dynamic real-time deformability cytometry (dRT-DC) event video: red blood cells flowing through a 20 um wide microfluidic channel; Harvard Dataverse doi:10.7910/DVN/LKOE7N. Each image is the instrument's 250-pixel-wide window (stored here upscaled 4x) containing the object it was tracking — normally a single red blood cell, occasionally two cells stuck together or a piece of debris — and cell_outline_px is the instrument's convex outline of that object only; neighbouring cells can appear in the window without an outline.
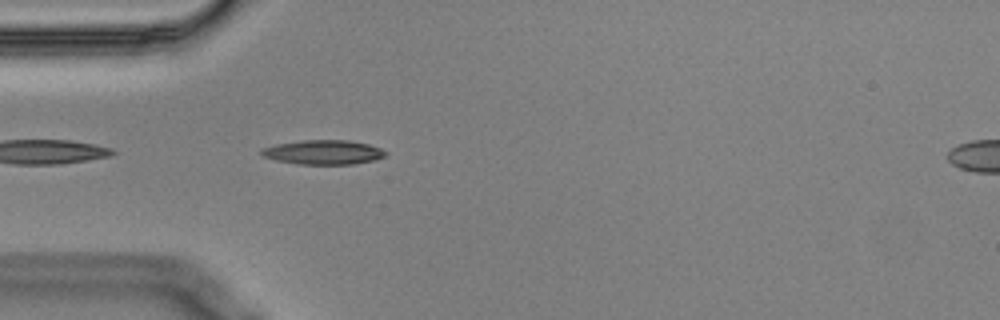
{"species": "Egyptian fruit bat (a non-hibernating species)", "species_latin": "Rousettus aegyptiacus", "temperature_condition": "cold", "stored_images_in_passage": 42, "segment_of_instrument_passage": [1, 2], "camera_frame_rate_fps": 3000, "um_per_image_px": 0.085, "animal": {"sex": "male"}, "frame": {"image": 1, "passage_image": 2, "time_ms": 0.333, "image_size_px": [1000, 320], "cell_outline_px": [[388, 152], [384, 156], [376, 160], [352, 164], [296, 164], [276, 160], [264, 156], [260, 152], [264, 148], [276, 144], [304, 140], [348, 140], [368, 144], [380, 148]], "centroid_in_image_um": [27.52, 12.94], "position_along_channel_um": 57.5, "area_um2": 17.51}}
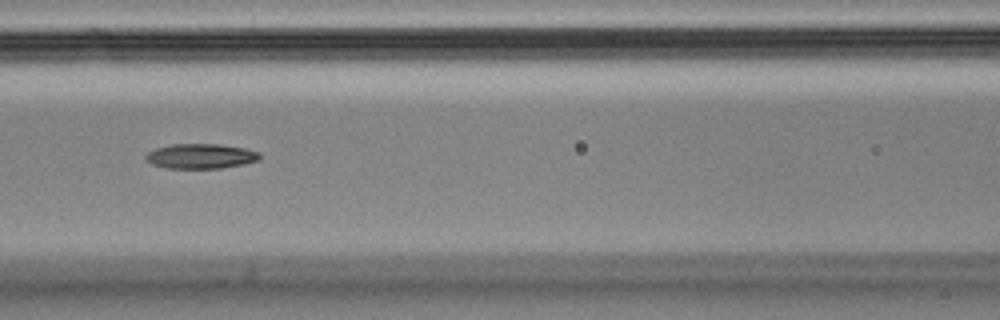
{"frame": {"image": 2, "passage_image": 10, "time_ms": 3.0, "image_size_px": [1000, 320], "cell_outline_px": [[260, 160], [244, 164], [220, 168], [168, 168], [152, 164], [144, 160], [144, 156], [148, 152], [156, 148], [172, 144], [220, 144], [244, 148], [260, 152]], "centroid_in_image_um": [17.06, 13.27], "position_along_channel_um": 149.5, "area_um2": 16.59}}
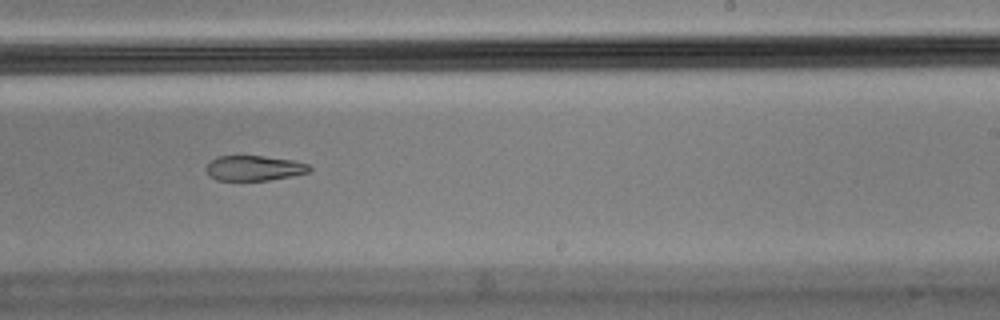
{"frame": {"image": 3, "passage_image": 20, "time_ms": 6.333, "image_size_px": [1000, 320], "cell_outline_px": [[312, 168], [308, 172], [292, 176], [268, 180], [216, 180], [204, 168], [216, 156], [264, 156], [292, 160], [308, 164]], "centroid_in_image_um": [21.61, 14.28], "position_along_channel_um": 267.4, "area_um2": 14.97}}